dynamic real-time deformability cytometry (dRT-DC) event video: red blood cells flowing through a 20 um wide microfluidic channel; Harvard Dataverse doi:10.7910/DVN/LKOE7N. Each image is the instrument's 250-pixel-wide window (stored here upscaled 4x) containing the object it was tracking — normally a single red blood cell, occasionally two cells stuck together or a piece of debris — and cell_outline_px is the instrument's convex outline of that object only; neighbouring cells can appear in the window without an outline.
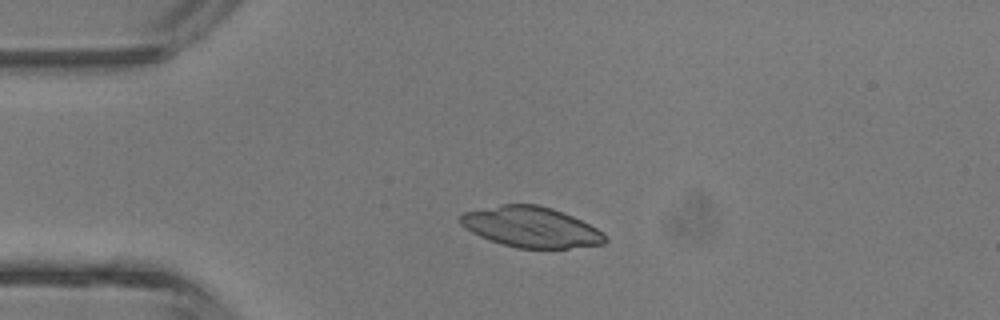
{"species": "common noctule bat (a hibernating species)", "species_latin": "Nyctalus noctula", "temperature_condition": "room temperature", "stored_images_in_passage": 5, "camera_frame_rate_fps": 3000, "um_per_image_px": 0.085, "animal": {"sex": "male", "body_mass_g": 13.3}, "frame": {"image": 1, "passage_image": 3, "time_ms": 2.333, "image_size_px": [1000, 320], "cell_outline_px": [[608, 240], [604, 244], [568, 248], [516, 248], [480, 236], [472, 232], [460, 224], [460, 216], [464, 212], [500, 204], [536, 204], [552, 208], [572, 216], [596, 228]], "centroid_in_image_um": [45.12, 19.29], "position_along_channel_um": 39.9, "area_um2": 33.81}}